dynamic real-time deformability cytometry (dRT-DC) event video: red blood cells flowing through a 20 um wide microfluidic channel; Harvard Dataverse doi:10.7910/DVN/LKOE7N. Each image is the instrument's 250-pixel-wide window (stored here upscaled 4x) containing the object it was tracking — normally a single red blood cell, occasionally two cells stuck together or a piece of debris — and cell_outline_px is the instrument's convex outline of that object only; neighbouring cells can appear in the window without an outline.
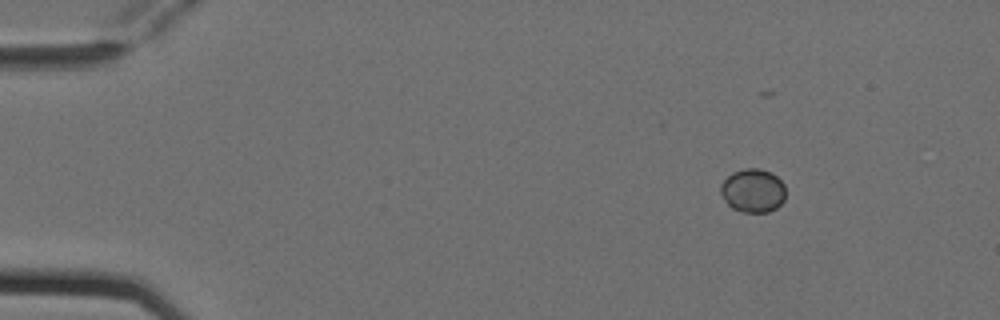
{"species": "Egyptian fruit bat (a non-hibernating species)", "species_latin": "Rousettus aegyptiacus", "temperature_condition": "cold", "stored_images_in_passage": 4, "camera_frame_rate_fps": 3000, "um_per_image_px": 0.085, "animal": {"sex": "female"}, "frame": {"image": 1, "passage_image": 1, "time_ms": 0.0, "image_size_px": [1000, 320], "cell_outline_px": [[784, 200], [776, 208], [768, 212], [740, 212], [732, 208], [724, 200], [720, 192], [720, 184], [732, 172], [744, 168], [760, 168], [772, 172], [784, 184]], "centroid_in_image_um": [63.98, 16.19], "position_along_channel_um": 21.0, "area_um2": 16.65}}